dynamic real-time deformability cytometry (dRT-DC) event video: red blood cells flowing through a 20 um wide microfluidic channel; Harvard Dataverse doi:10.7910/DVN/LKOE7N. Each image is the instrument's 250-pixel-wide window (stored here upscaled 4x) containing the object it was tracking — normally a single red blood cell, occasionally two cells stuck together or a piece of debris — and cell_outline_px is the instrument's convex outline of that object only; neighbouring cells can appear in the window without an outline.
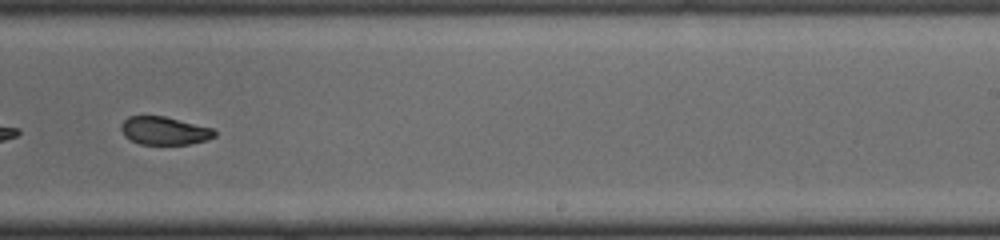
{"species": "common noctule bat (a hibernating species)", "species_latin": "Nyctalus noctula", "temperature_condition": "cold", "stored_images_in_passage": 20, "camera_frame_rate_fps": 3000, "um_per_image_px": 0.085, "animal": {"sex": "male", "body_mass_g": 19.0, "forearm_length_mm": 50.8}, "frame": {"image": 1, "passage_image": 17, "time_ms": 5.333, "image_size_px": [1000, 240], "cell_outline_px": [[216, 136], [208, 140], [188, 144], [140, 144], [124, 136], [120, 128], [120, 124], [128, 116], [164, 116], [212, 128], [216, 132]], "centroid_in_image_um": [13.96, 11.11], "position_along_channel_um": 275.0, "area_um2": 15.26}}